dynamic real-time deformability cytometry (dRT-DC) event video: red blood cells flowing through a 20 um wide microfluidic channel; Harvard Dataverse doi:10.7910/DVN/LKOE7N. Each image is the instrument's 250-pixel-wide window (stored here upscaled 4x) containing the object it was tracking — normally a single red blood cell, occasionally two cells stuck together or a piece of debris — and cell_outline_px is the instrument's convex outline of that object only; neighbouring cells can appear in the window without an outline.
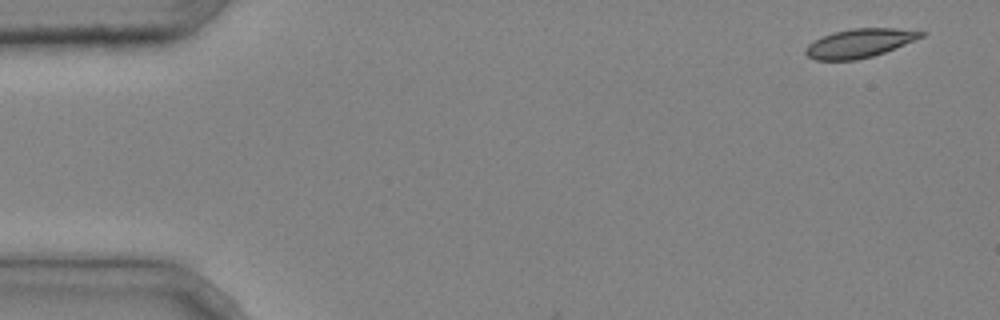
{"species": "common noctule bat (a hibernating species)", "species_latin": "Nyctalus noctula", "temperature_condition": "cold", "stored_images_in_passage": 4, "camera_frame_rate_fps": 3000, "um_per_image_px": 0.085, "animal": {"sex": "male", "body_mass_g": 20.4}, "frame": {"image": 1, "passage_image": 1, "time_ms": 0.0, "image_size_px": [1000, 320], "cell_outline_px": [[928, 32], [924, 36], [884, 52], [872, 56], [856, 60], [816, 60], [808, 56], [804, 52], [808, 44], [820, 36], [832, 32], [852, 28], [896, 28]], "centroid_in_image_um": [73.03, 3.66], "position_along_channel_um": 12.0, "area_um2": 19.36}}